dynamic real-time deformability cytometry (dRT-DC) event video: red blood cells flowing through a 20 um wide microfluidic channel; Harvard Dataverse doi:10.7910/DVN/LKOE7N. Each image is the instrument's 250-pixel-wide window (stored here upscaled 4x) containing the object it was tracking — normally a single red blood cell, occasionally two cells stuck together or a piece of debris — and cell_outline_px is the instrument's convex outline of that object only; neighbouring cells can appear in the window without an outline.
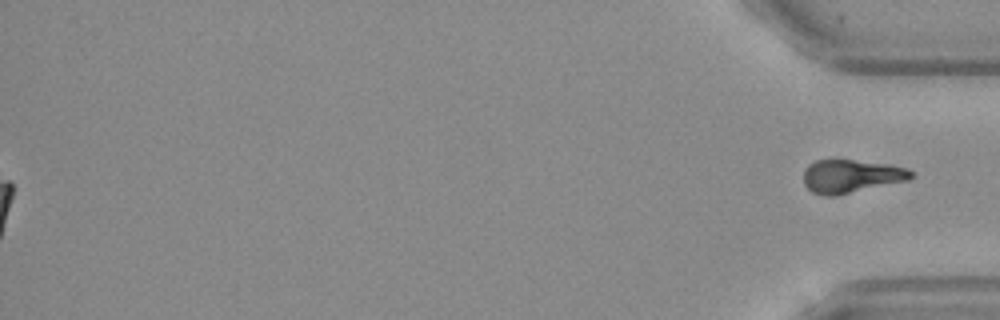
{"species": "Egyptian fruit bat (a non-hibernating species)", "species_latin": "Rousettus aegyptiacus", "temperature_condition": "warm", "stored_images_in_passage": 46, "segment_of_instrument_passage": [2, 2], "camera_frame_rate_fps": 3000, "um_per_image_px": 0.085, "frame": {"image": 1, "passage_image": 46, "time_ms": 15.0, "image_size_px": [1000, 320], "cell_outline_px": [[916, 176], [908, 180], [836, 196], [824, 196], [812, 192], [804, 184], [804, 168], [808, 164], [816, 160], [852, 160], [888, 164], [908, 168]], "centroid_in_image_um": [72.35, 14.98], "position_along_channel_um": 362.9, "area_um2": 20.92}}